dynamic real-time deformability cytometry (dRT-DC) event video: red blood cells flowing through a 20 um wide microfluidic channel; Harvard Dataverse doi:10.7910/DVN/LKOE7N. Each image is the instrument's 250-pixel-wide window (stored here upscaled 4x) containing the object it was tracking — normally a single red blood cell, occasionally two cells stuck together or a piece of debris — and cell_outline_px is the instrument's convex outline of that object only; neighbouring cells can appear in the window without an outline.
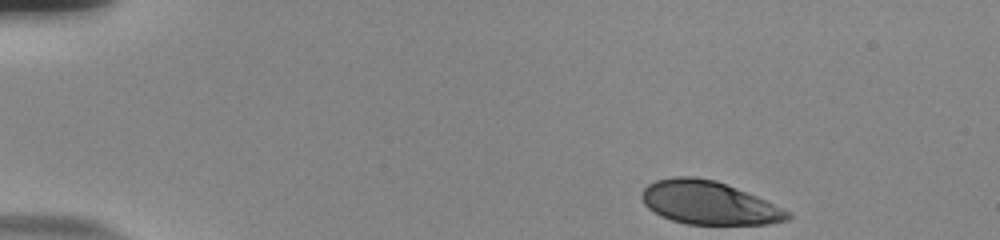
{"species": "human", "species_latin": "Homo sapiens", "temperature_condition": "room temperature", "stored_images_in_passage": 49, "camera_frame_rate_fps": 3000, "um_per_image_px": 0.085, "donor": {"sex": "male"}, "frame": {"image": 1, "passage_image": 1, "time_ms": 0.0, "image_size_px": [1000, 240], "cell_outline_px": [[792, 216], [788, 220], [768, 224], [688, 224], [672, 220], [660, 216], [648, 208], [644, 204], [640, 196], [640, 192], [648, 184], [656, 180], [676, 176], [696, 176], [716, 180], [756, 196], [792, 212]], "centroid_in_image_um": [60.23, 17.23], "position_along_channel_um": 24.8, "area_um2": 36.88}}
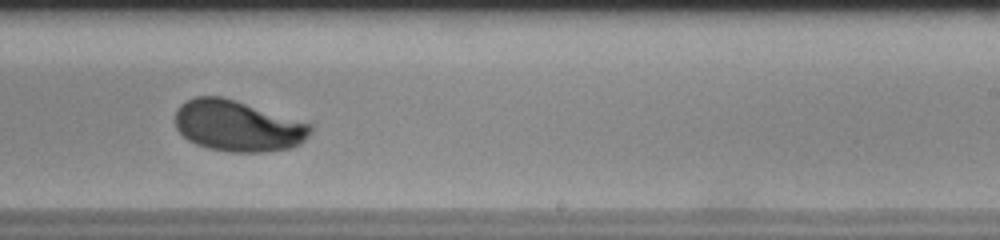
{"frame": {"image": 2, "passage_image": 29, "time_ms": 9.333, "image_size_px": [1000, 240], "cell_outline_px": [[312, 132], [300, 144], [292, 148], [264, 152], [228, 152], [208, 148], [196, 144], [188, 140], [176, 128], [176, 108], [180, 104], [196, 96], [220, 96], [312, 124]], "centroid_in_image_um": [20.2, 10.72], "position_along_channel_um": 268.8, "area_um2": 40.06}}
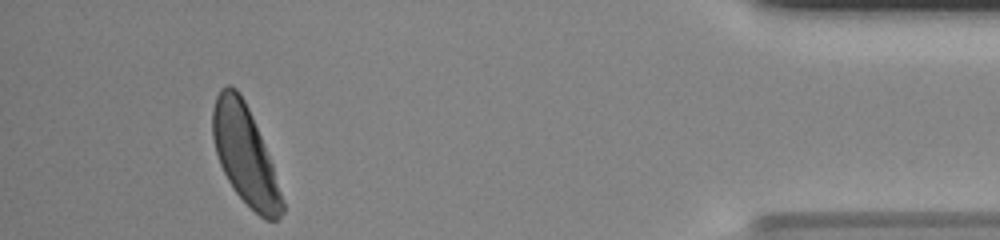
{"frame": {"image": 3, "passage_image": 45, "time_ms": 14.667, "image_size_px": [1000, 240], "cell_outline_px": [[284, 212], [276, 220], [264, 220], [232, 188], [220, 164], [216, 152], [212, 136], [212, 108], [216, 96], [220, 88], [228, 84], [236, 88], [240, 92], [252, 116], [264, 144], [272, 164], [284, 200]], "centroid_in_image_um": [20.82, 13.14], "position_along_channel_um": 414.4, "area_um2": 39.59}, "authors_computed_cell_mechanics": {"area_um2": 39.882, "velocity_mm_per_s": 3.7087, "shape_relaxation_time_tau1_ms": 2.8442, "shape_relaxation_time_tau2_ms": null, "deformation_change_tau1": 0.1568, "deformation_change_tau2": null}}